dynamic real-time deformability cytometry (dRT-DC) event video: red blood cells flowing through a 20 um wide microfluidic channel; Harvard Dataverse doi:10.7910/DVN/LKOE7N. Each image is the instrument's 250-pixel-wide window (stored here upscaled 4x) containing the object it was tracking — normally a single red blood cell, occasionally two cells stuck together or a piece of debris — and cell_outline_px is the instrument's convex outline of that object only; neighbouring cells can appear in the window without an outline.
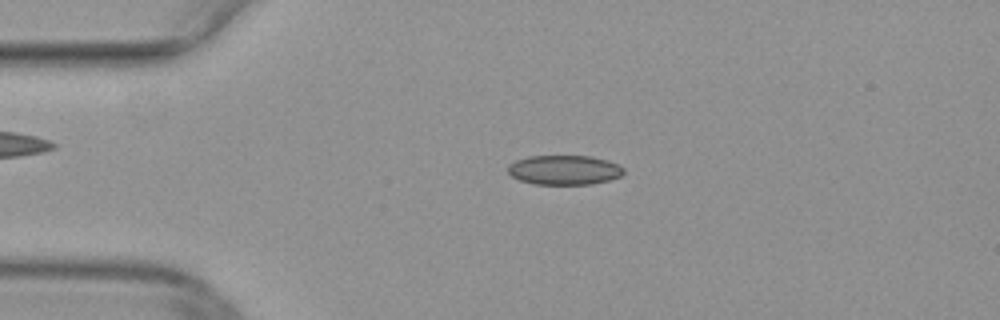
{"species": "common noctule bat (a hibernating species)", "species_latin": "Nyctalus noctula", "temperature_condition": "warm", "stored_images_in_passage": 50, "camera_frame_rate_fps": 3000, "um_per_image_px": 0.085, "animal": {"sex": "female", "body_mass_g": 29.2, "forearm_length_mm": 56.3}, "frame": {"image": 1, "passage_image": 11, "time_ms": 3.333, "image_size_px": [1000, 320], "cell_outline_px": [[624, 172], [620, 176], [608, 180], [592, 184], [532, 184], [520, 180], [512, 176], [508, 172], [508, 164], [516, 160], [528, 156], [592, 156], [608, 160], [624, 168]], "centroid_in_image_um": [47.95, 14.44], "position_along_channel_um": 37.1, "area_um2": 19.94}}
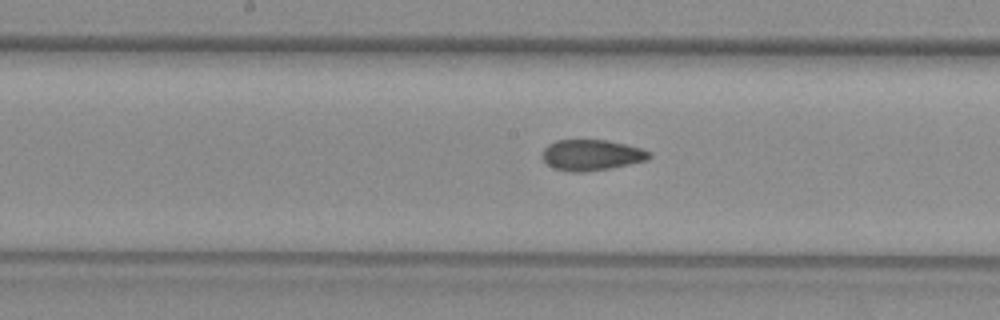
{"frame": {"image": 2, "passage_image": 25, "time_ms": 8.0, "image_size_px": [1000, 320], "cell_outline_px": [[652, 156], [648, 160], [612, 168], [584, 172], [568, 172], [556, 168], [548, 164], [544, 160], [544, 148], [548, 144], [556, 140], [608, 140], [640, 148], [652, 152]], "centroid_in_image_um": [50.32, 13.18], "position_along_channel_um": 197.9, "area_um2": 19.19}}
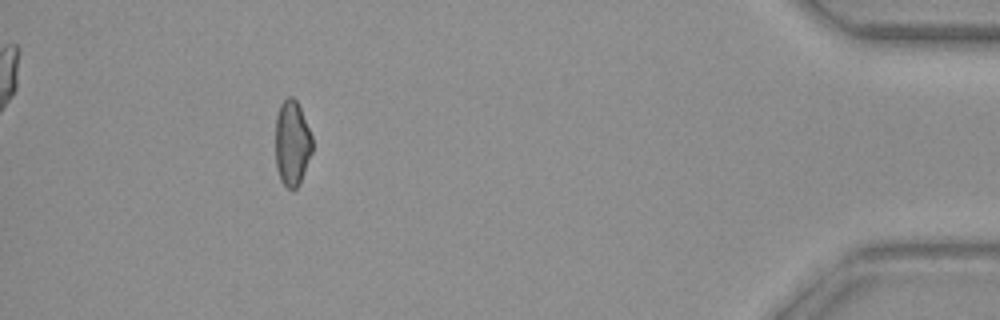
{"frame": {"image": 3, "passage_image": 45, "time_ms": 14.667, "image_size_px": [1000, 320], "cell_outline_px": [[312, 152], [300, 184], [292, 192], [280, 180], [276, 168], [276, 116], [280, 104], [288, 96], [292, 96], [296, 100], [300, 108], [312, 136]], "centroid_in_image_um": [24.82, 12.2], "position_along_channel_um": 410.4, "area_um2": 18.44}}